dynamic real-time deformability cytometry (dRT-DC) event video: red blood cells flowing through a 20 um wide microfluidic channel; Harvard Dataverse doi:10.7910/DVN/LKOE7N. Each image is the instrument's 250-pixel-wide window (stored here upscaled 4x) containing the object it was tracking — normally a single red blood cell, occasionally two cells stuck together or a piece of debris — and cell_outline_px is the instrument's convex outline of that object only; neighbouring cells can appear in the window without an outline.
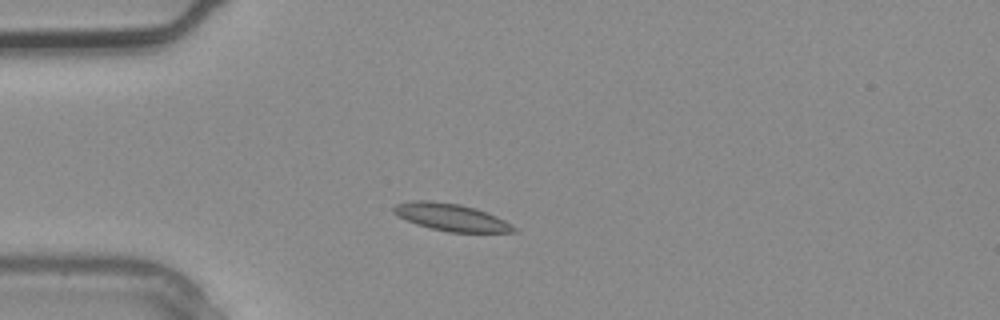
{"species": "common noctule bat (a hibernating species)", "species_latin": "Nyctalus noctula", "temperature_condition": "warm", "stored_images_in_passage": 2, "camera_frame_rate_fps": 3000, "um_per_image_px": 0.085, "animal": {"sex": "male", "body_mass_g": 20.4}, "frame": {"image": 1, "passage_image": 2, "time_ms": 0.333, "image_size_px": [1000, 320], "cell_outline_px": [[516, 232], [448, 232], [416, 224], [392, 212], [392, 208], [396, 204], [412, 200], [432, 200], [460, 204], [476, 208], [496, 216], [504, 220], [516, 228]], "centroid_in_image_um": [38.33, 18.45], "position_along_channel_um": 46.7, "area_um2": 18.96}}